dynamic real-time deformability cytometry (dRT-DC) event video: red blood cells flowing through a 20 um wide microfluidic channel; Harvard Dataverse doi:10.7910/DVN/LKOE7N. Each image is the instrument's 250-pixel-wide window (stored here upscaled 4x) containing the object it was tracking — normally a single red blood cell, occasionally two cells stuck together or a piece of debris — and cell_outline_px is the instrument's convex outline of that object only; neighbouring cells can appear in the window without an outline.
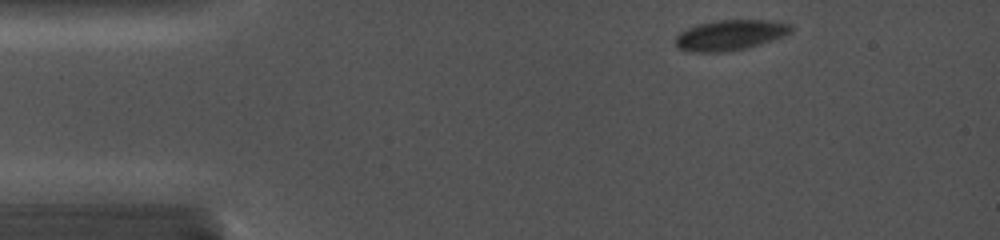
{"species": "common noctule bat (a hibernating species)", "species_latin": "Nyctalus noctula", "temperature_condition": "cold", "stored_images_in_passage": 7, "camera_frame_rate_fps": 5000, "um_per_image_px": 0.085, "animal": {"sex": "female", "body_mass_g": 19.0, "forearm_length_mm": 56.7}, "frame": {"image": 1, "passage_image": 1, "time_ms": 0.0, "image_size_px": [1000, 240], "cell_outline_px": [[792, 32], [784, 36], [748, 48], [728, 52], [688, 52], [676, 48], [676, 36], [680, 32], [688, 28], [700, 24], [716, 20], [772, 20], [792, 24]], "centroid_in_image_um": [62.07, 2.99], "position_along_channel_um": 22.9, "area_um2": 20.69}}
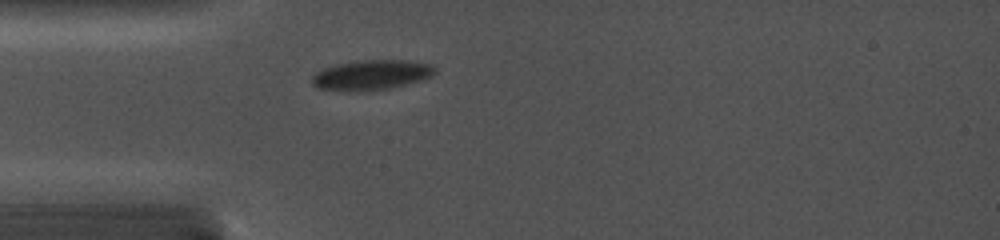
{"frame": {"image": 2, "passage_image": 5, "time_ms": 2.4, "image_size_px": [1000, 240], "cell_outline_px": [[436, 72], [432, 76], [420, 80], [388, 88], [360, 92], [344, 92], [316, 88], [312, 84], [312, 76], [316, 72], [332, 64], [352, 60], [404, 60], [432, 64], [436, 68]], "centroid_in_image_um": [31.5, 6.37], "position_along_channel_um": 53.5, "area_um2": 21.91}}
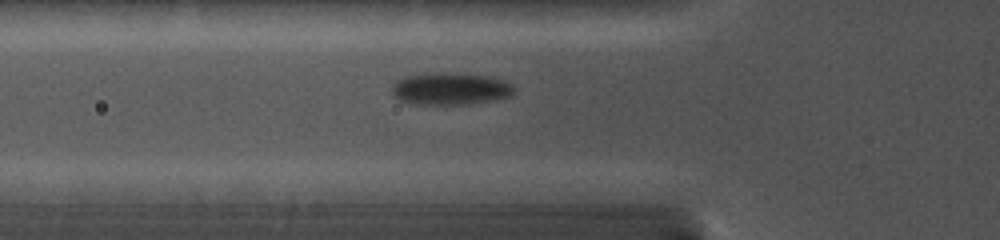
{"frame": {"image": 3, "passage_image": 7, "time_ms": 3.4, "image_size_px": [1000, 240], "cell_outline_px": [[516, 88], [512, 96], [492, 100], [468, 104], [412, 104], [396, 100], [392, 92], [392, 88], [396, 80], [408, 76], [440, 72], [448, 72], [484, 76], [504, 80], [512, 84]], "centroid_in_image_um": [38.28, 7.55], "position_along_channel_um": 87.5, "area_um2": 22.95}}